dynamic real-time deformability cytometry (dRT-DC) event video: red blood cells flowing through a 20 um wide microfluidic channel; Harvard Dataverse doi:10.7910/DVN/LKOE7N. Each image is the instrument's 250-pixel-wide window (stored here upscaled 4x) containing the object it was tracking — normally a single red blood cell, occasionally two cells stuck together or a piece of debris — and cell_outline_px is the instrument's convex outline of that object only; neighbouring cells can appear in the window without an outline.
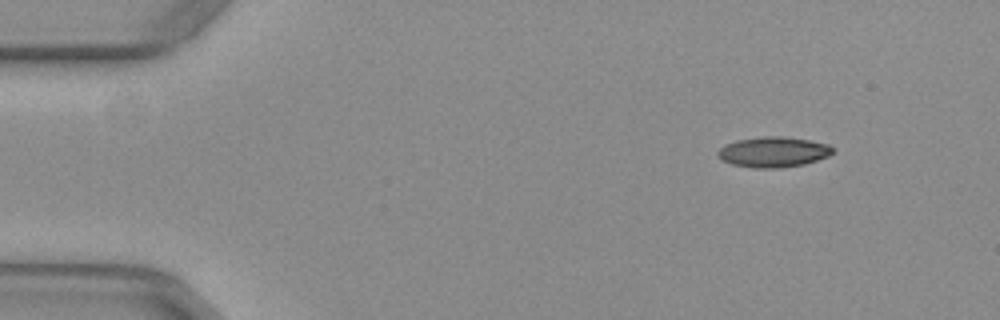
{"species": "common noctule bat (a hibernating species)", "species_latin": "Nyctalus noctula", "temperature_condition": "warm", "stored_images_in_passage": 47, "camera_frame_rate_fps": 3000, "um_per_image_px": 0.085, "animal": {"sex": "female", "body_mass_g": 29.2, "forearm_length_mm": 56.3}, "frame": {"image": 1, "passage_image": 1, "time_ms": 0.0, "image_size_px": [1000, 320], "cell_outline_px": [[832, 152], [828, 156], [804, 164], [776, 168], [752, 168], [732, 164], [724, 160], [716, 152], [724, 144], [736, 140], [764, 136], [784, 136], [808, 140], [828, 144], [832, 148]], "centroid_in_image_um": [65.71, 12.91], "position_along_channel_um": 19.3, "area_um2": 20.17}}
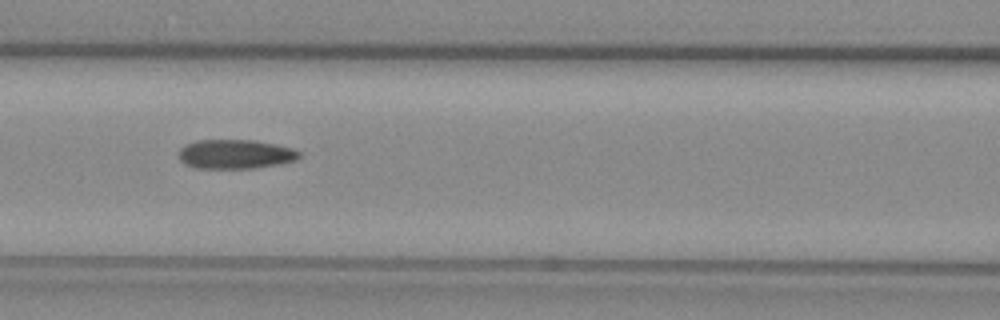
{"frame": {"image": 2, "passage_image": 18, "time_ms": 5.667, "image_size_px": [1000, 320], "cell_outline_px": [[300, 156], [296, 160], [256, 168], [196, 168], [184, 164], [180, 160], [180, 148], [196, 140], [252, 140], [292, 148], [300, 152]], "centroid_in_image_um": [19.99, 13.11], "position_along_channel_um": 146.6, "area_um2": 20.29}}
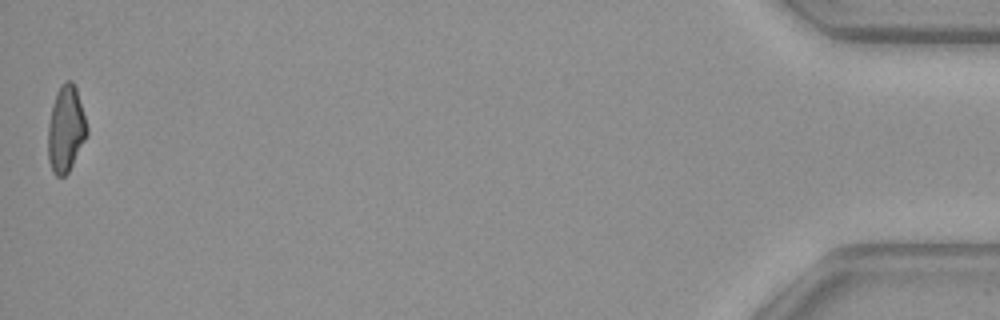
{"frame": {"image": 3, "passage_image": 47, "time_ms": 15.333, "image_size_px": [1000, 320], "cell_outline_px": [[88, 132], [68, 172], [64, 176], [56, 176], [52, 172], [48, 160], [48, 124], [52, 104], [56, 92], [60, 84], [68, 80], [72, 80], [76, 88], [88, 128]], "centroid_in_image_um": [5.57, 10.94], "position_along_channel_um": 429.6, "area_um2": 19.48}, "authors_computed_cell_mechanics": {"area_um2": 20.3456, "velocity_mm_per_s": 3.9711, "shape_relaxation_time_tau1_ms": null, "shape_relaxation_time_tau2_ms": 2.7288, "deformation_change_tau1": null, "deformation_change_tau2": 0.1021}}